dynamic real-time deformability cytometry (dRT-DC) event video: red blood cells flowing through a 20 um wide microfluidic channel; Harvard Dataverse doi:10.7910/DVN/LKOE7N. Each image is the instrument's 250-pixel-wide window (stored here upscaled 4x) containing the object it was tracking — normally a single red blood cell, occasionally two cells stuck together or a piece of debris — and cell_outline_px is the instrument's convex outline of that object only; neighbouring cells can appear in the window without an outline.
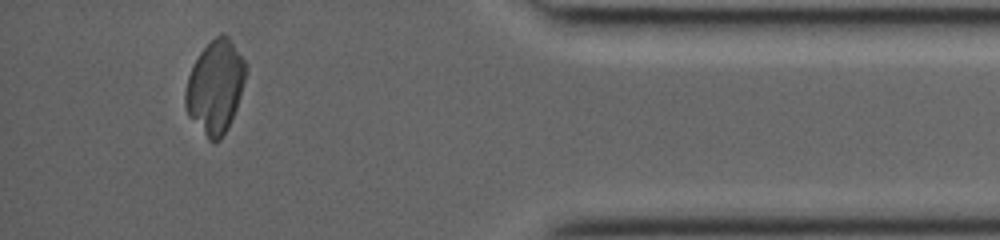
{"species": "common noctule bat (a hibernating species)", "species_latin": "Nyctalus noctula", "temperature_condition": "room temperature", "stored_images_in_passage": 31, "camera_frame_rate_fps": 3000, "um_per_image_px": 0.085, "animal": {"sex": "female", "body_mass_g": 19.0, "forearm_length_mm": 53.3}, "frame": {"image": 1, "passage_image": 29, "time_ms": 9.333, "image_size_px": [1000, 240], "cell_outline_px": [[248, 68], [236, 108], [232, 120], [228, 128], [220, 140], [212, 144], [208, 140], [188, 116], [184, 104], [184, 92], [188, 76], [200, 52], [216, 36], [228, 36], [244, 60]], "centroid_in_image_um": [18.28, 7.45], "position_along_channel_um": 416.9, "area_um2": 32.66}}